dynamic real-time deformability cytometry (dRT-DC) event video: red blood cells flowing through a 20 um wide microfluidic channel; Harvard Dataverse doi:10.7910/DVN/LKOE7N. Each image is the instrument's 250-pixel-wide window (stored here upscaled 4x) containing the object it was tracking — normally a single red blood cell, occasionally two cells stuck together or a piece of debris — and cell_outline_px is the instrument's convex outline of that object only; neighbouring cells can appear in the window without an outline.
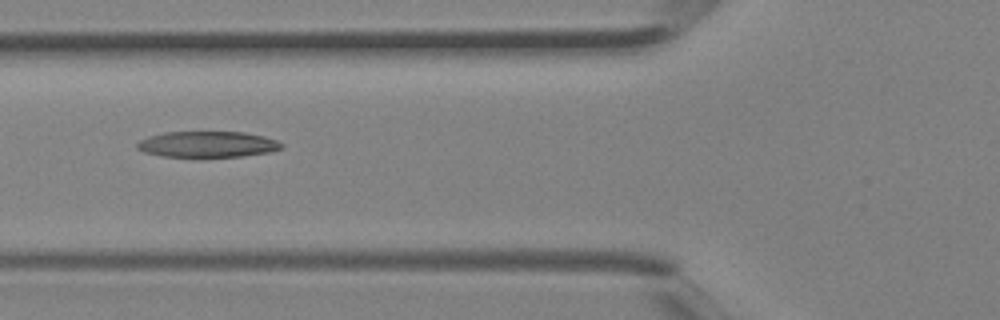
{"species": "Egyptian fruit bat (a non-hibernating species)", "species_latin": "Rousettus aegyptiacus", "temperature_condition": "room temperature", "stored_images_in_passage": 3, "camera_frame_rate_fps": 3000, "um_per_image_px": 0.085, "animal": {"sex": "female"}, "frame": {"image": 1, "passage_image": 3, "time_ms": 0.667, "image_size_px": [1000, 320], "cell_outline_px": [[284, 148], [268, 152], [244, 156], [160, 156], [144, 152], [136, 148], [136, 144], [140, 140], [148, 136], [164, 132], [244, 132], [264, 136], [276, 140], [284, 144]], "centroid_in_image_um": [17.64, 12.26], "position_along_channel_um": 108.2, "area_um2": 21.79}}